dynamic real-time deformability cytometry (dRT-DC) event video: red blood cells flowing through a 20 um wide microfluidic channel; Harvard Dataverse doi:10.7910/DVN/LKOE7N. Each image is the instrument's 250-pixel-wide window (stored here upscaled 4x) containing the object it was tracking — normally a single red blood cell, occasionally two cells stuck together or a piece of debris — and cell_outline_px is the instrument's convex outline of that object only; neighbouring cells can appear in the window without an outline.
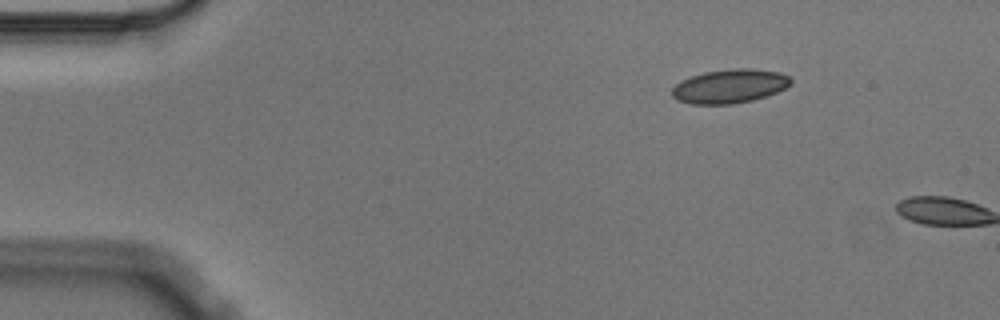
{"species": "Egyptian fruit bat (a non-hibernating species)", "species_latin": "Rousettus aegyptiacus", "temperature_condition": "cold", "stored_images_in_passage": 2, "camera_frame_rate_fps": 3000, "um_per_image_px": 0.085, "animal": {"sex": "male"}, "frame": {"image": 1, "passage_image": 1, "time_ms": 0.0, "image_size_px": [1000, 320], "cell_outline_px": [[792, 84], [776, 92], [752, 100], [732, 104], [692, 104], [676, 100], [672, 96], [672, 88], [680, 80], [704, 72], [736, 68], [748, 68], [780, 72], [788, 76], [792, 80]], "centroid_in_image_um": [62.0, 7.32], "position_along_channel_um": 23.0, "area_um2": 23.41}}